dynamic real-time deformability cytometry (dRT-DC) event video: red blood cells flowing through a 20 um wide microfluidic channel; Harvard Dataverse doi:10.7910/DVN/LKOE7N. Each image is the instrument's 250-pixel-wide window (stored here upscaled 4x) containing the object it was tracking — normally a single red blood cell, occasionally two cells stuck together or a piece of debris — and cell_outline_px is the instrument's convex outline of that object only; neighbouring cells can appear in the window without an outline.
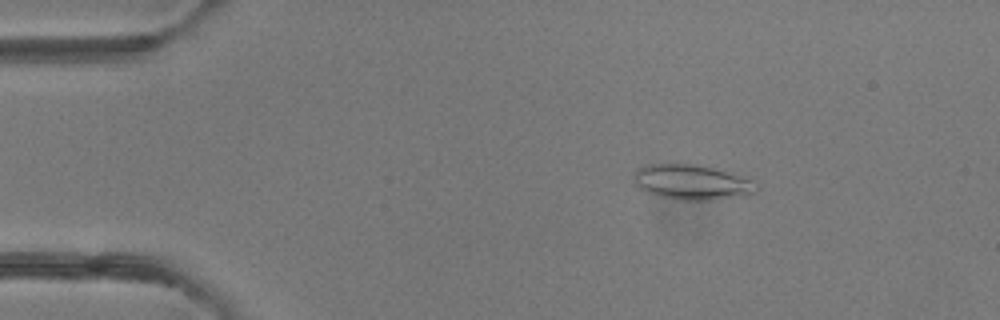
{"species": "common noctule bat (a hibernating species)", "species_latin": "Nyctalus noctula", "temperature_condition": "room temperature", "stored_images_in_passage": 4, "camera_frame_rate_fps": 3000, "um_per_image_px": 0.085, "animal": {"sex": "female"}, "frame": {"image": 1, "passage_image": 3, "time_ms": 2.333, "image_size_px": [1000, 320], "cell_outline_px": [[760, 188], [756, 192], [708, 200], [676, 200], [656, 196], [632, 184], [632, 176], [636, 168], [644, 164], [700, 164], [716, 168], [740, 176], [748, 180]], "centroid_in_image_um": [58.67, 15.47], "position_along_channel_um": 26.3, "area_um2": 25.09}}